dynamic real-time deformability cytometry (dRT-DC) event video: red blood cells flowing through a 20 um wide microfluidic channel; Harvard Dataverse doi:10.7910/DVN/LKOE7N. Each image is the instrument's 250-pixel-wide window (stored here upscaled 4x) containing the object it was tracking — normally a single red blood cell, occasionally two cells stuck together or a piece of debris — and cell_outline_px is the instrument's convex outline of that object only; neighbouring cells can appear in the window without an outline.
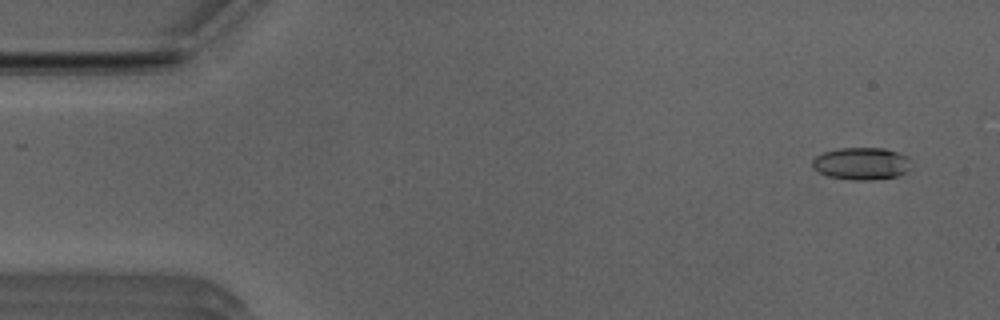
{"species": "Egyptian fruit bat (a non-hibernating species)", "species_latin": "Rousettus aegyptiacus", "temperature_condition": "room temperature", "stored_images_in_passage": 45, "camera_frame_rate_fps": 3000, "um_per_image_px": 0.085, "animal": {"sex": "male"}, "frame": {"image": 1, "passage_image": 3, "time_ms": 0.667, "image_size_px": [1000, 320], "cell_outline_px": [[908, 168], [904, 172], [896, 176], [872, 180], [852, 180], [828, 176], [812, 168], [812, 160], [816, 156], [824, 152], [840, 148], [884, 148], [908, 156]], "centroid_in_image_um": [73.17, 13.9], "position_along_channel_um": 11.8, "area_um2": 18.38}}
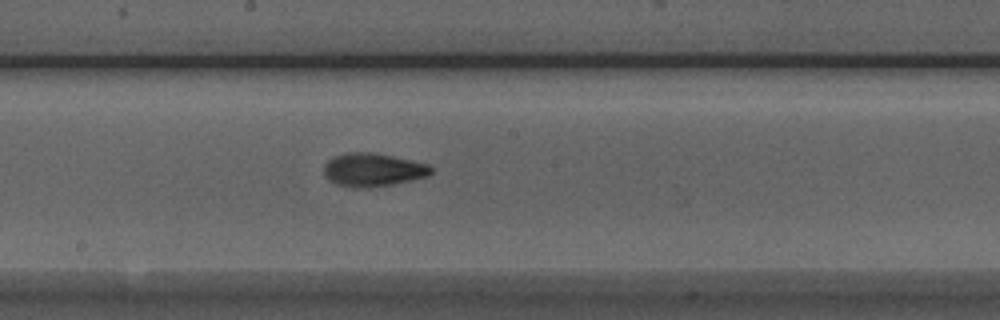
{"frame": {"image": 2, "passage_image": 27, "time_ms": 8.667, "image_size_px": [1000, 320], "cell_outline_px": [[432, 172], [428, 176], [412, 180], [392, 184], [356, 188], [336, 184], [328, 180], [324, 176], [324, 164], [332, 156], [344, 152], [372, 152], [412, 160], [428, 164], [432, 168]], "centroid_in_image_um": [31.66, 14.42], "position_along_channel_um": 216.5, "area_um2": 20.87}}
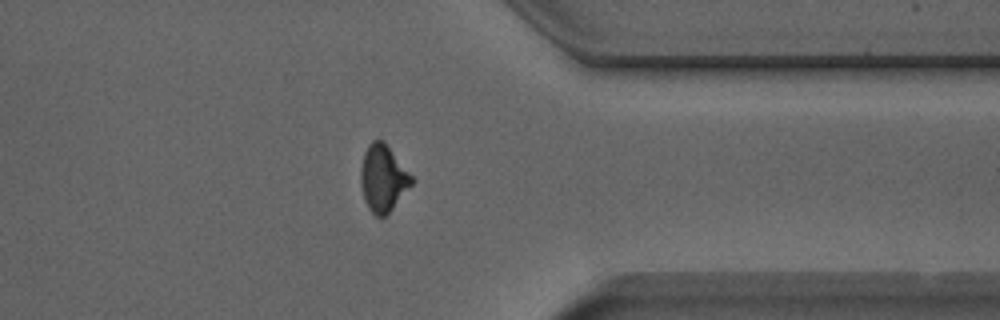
{"frame": {"image": 3, "passage_image": 40, "time_ms": 13.0, "image_size_px": [1000, 320], "cell_outline_px": [[416, 180], [392, 208], [384, 216], [376, 216], [368, 208], [364, 200], [360, 180], [360, 172], [364, 152], [368, 144], [372, 140], [384, 140]], "centroid_in_image_um": [32.56, 15.12], "position_along_channel_um": 378.8, "area_um2": 19.83}, "authors_computed_cell_mechanics": {"area_um2": 19.5364, "velocity_mm_per_s": 3.9773, "shape_relaxation_time_tau1_ms": 3.3629, "shape_relaxation_time_tau2_ms": 1.7558, "deformation_change_tau1": 0.1697, "deformation_change_tau2": 0.0908}}